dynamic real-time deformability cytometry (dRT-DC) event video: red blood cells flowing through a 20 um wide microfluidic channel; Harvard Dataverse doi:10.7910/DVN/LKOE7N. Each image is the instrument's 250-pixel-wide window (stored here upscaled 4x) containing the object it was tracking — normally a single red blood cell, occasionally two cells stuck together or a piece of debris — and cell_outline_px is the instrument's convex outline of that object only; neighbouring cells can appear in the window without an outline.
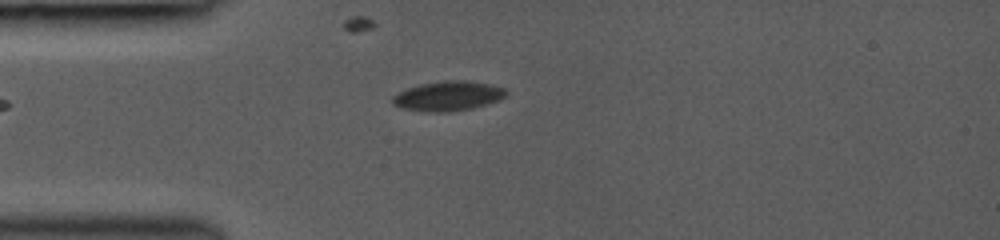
{"species": "common noctule bat (a hibernating species)", "species_latin": "Nyctalus noctula", "temperature_condition": "room temperature", "stored_images_in_passage": 34, "camera_frame_rate_fps": 3000, "um_per_image_px": 0.085, "animal": {"sex": "female", "body_mass_g": 19.0, "forearm_length_mm": 53.3}, "frame": {"image": 1, "passage_image": 1, "time_ms": 0.0, "image_size_px": [1000, 240], "cell_outline_px": [[508, 96], [500, 100], [472, 108], [452, 112], [432, 112], [400, 108], [392, 104], [392, 96], [408, 88], [420, 84], [444, 80], [468, 80], [488, 84], [504, 88], [508, 92]], "centroid_in_image_um": [38.1, 8.16], "position_along_channel_um": 46.9, "area_um2": 19.77}}
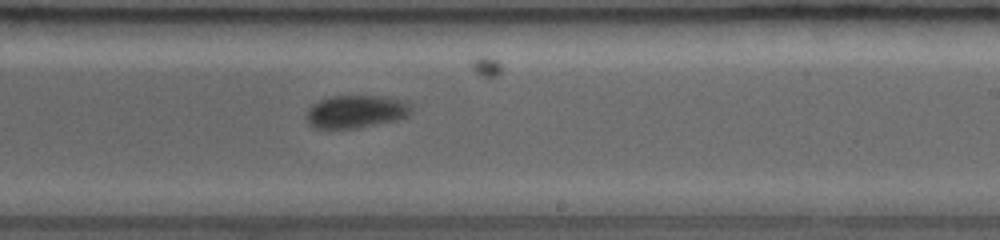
{"frame": {"image": 2, "passage_image": 17, "time_ms": 5.333, "image_size_px": [1000, 240], "cell_outline_px": [[412, 112], [408, 116], [396, 120], [356, 128], [312, 128], [308, 124], [304, 116], [308, 108], [312, 104], [320, 100], [332, 96], [376, 96], [404, 100], [412, 108]], "centroid_in_image_um": [30.21, 9.49], "position_along_channel_um": 258.8, "area_um2": 20.11}}
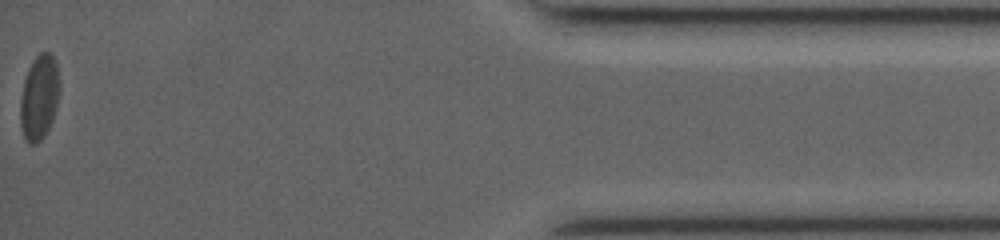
{"frame": {"image": 3, "passage_image": 34, "time_ms": 11.0, "image_size_px": [1000, 240], "cell_outline_px": [[60, 84], [56, 108], [52, 120], [44, 136], [36, 144], [28, 144], [24, 140], [20, 124], [20, 96], [24, 80], [28, 68], [36, 56], [40, 52], [52, 52], [56, 60]], "centroid_in_image_um": [3.32, 8.26], "position_along_channel_um": 431.9, "area_um2": 19.77}, "authors_computed_cell_mechanics": {"area_um2": 20.0277, "velocity_mm_per_s": 4.2469, "shape_relaxation_time_tau1_ms": 3.9211, "shape_relaxation_time_tau2_ms": null, "deformation_change_tau1": 0.0883, "deformation_change_tau2": null}}